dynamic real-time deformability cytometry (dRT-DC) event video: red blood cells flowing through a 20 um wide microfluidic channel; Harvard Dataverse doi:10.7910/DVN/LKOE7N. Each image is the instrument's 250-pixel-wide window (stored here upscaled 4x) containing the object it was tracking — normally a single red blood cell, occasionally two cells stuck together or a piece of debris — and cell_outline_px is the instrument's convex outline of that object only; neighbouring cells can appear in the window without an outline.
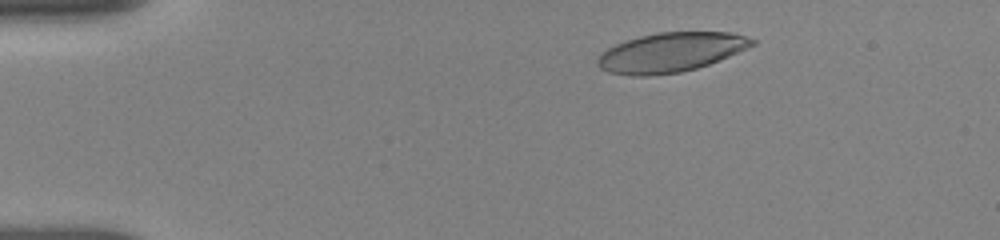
{"species": "human", "species_latin": "Homo sapiens", "temperature_condition": "room temperature", "stored_images_in_passage": 11, "camera_frame_rate_fps": 3000, "um_per_image_px": 0.085, "donor": {"sex": "female"}, "frame": {"image": 1, "passage_image": 2, "time_ms": 1.0, "image_size_px": [1000, 240], "cell_outline_px": [[756, 44], [728, 56], [708, 64], [696, 68], [680, 72], [648, 76], [632, 76], [608, 72], [600, 68], [596, 64], [596, 60], [608, 48], [616, 44], [640, 36], [656, 32], [732, 32], [756, 40]], "centroid_in_image_um": [57.0, 4.45], "position_along_channel_um": 28.0, "area_um2": 35.26}}
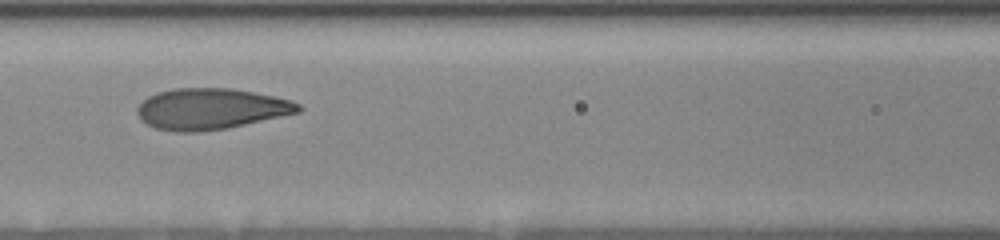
{"frame": {"image": 2, "passage_image": 7, "time_ms": 6.0, "image_size_px": [1000, 240], "cell_outline_px": [[304, 108], [300, 112], [228, 128], [200, 132], [176, 132], [156, 128], [140, 120], [136, 112], [136, 108], [148, 96], [156, 92], [172, 88], [232, 88], [292, 100], [300, 104]], "centroid_in_image_um": [17.91, 9.25], "position_along_channel_um": 148.7, "area_um2": 38.73}}
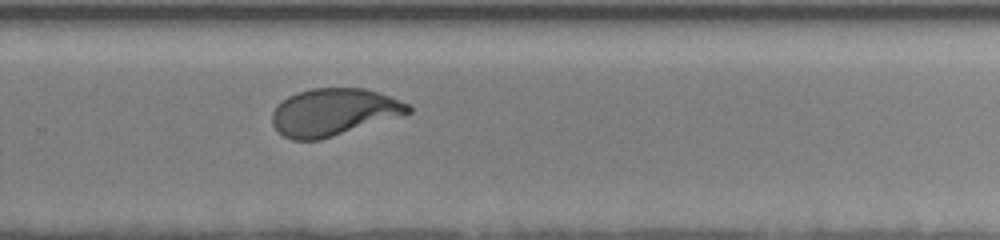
{"frame": {"image": 3, "passage_image": 11, "time_ms": 10.0, "image_size_px": [1000, 240], "cell_outline_px": [[412, 112], [404, 116], [320, 140], [292, 140], [284, 136], [272, 124], [272, 112], [288, 96], [296, 92], [312, 88], [364, 88], [388, 96], [408, 104], [412, 108]], "centroid_in_image_um": [28.39, 9.54], "position_along_channel_um": 301.4, "area_um2": 37.45}}